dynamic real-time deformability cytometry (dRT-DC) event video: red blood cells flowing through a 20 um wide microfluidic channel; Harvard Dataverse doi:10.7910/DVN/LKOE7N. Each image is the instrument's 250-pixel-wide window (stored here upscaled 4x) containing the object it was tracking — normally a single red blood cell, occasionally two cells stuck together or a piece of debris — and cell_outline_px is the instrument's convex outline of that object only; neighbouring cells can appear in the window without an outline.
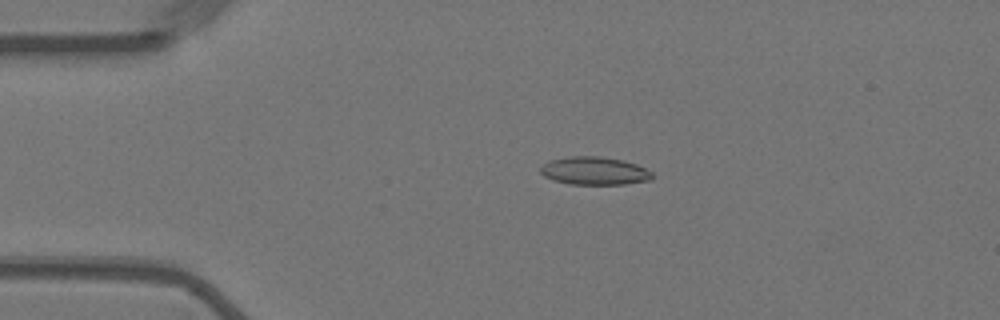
{"species": "Egyptian fruit bat (a non-hibernating species)", "species_latin": "Rousettus aegyptiacus", "temperature_condition": "warm", "stored_images_in_passage": 55, "camera_frame_rate_fps": 3000, "um_per_image_px": 0.085, "animal": {"sex": "female"}, "frame": {"image": 1, "passage_image": 11, "time_ms": 3.333, "image_size_px": [1000, 320], "cell_outline_px": [[652, 180], [624, 184], [568, 184], [552, 180], [544, 176], [540, 172], [540, 168], [548, 160], [568, 156], [600, 156], [620, 160], [636, 164], [652, 172]], "centroid_in_image_um": [50.49, 14.52], "position_along_channel_um": 34.5, "area_um2": 18.26}}
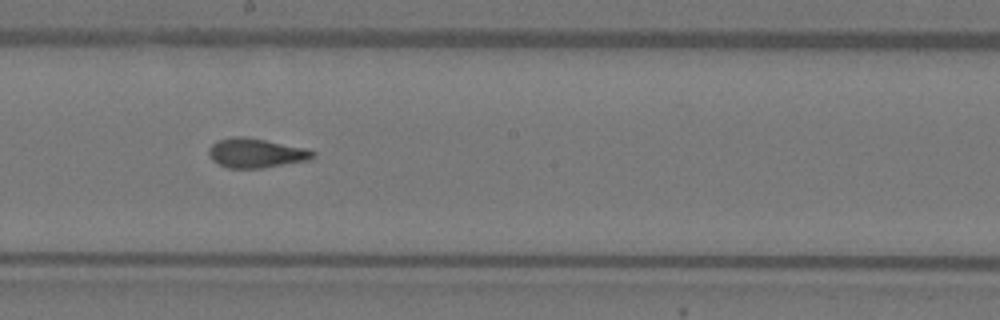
{"frame": {"image": 2, "passage_image": 30, "time_ms": 9.667, "image_size_px": [1000, 320], "cell_outline_px": [[316, 156], [308, 160], [260, 168], [228, 168], [212, 160], [208, 152], [208, 148], [216, 140], [232, 136], [244, 136], [308, 148], [316, 152]], "centroid_in_image_um": [21.76, 12.99], "position_along_channel_um": 226.4, "area_um2": 17.92}}
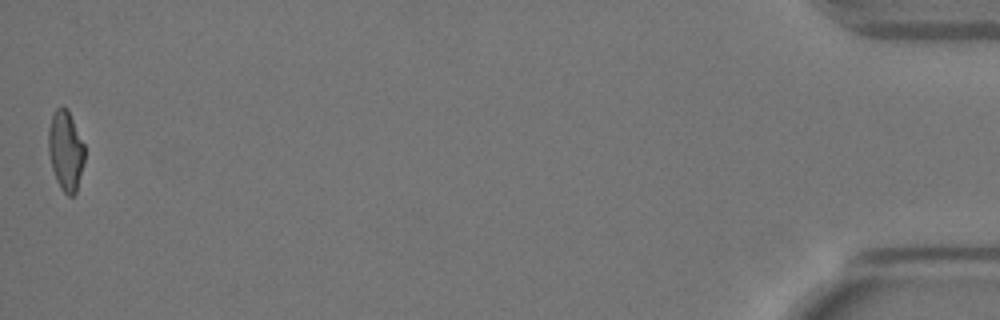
{"frame": {"image": 3, "passage_image": 55, "time_ms": 18.0, "image_size_px": [1000, 320], "cell_outline_px": [[84, 160], [76, 192], [72, 196], [68, 196], [60, 188], [56, 180], [52, 168], [48, 152], [48, 128], [52, 112], [56, 108], [64, 104], [68, 108], [84, 144]], "centroid_in_image_um": [5.56, 12.74], "position_along_channel_um": 429.6, "area_um2": 17.11}, "authors_computed_cell_mechanics": {"area_um2": 17.7446, "velocity_mm_per_s": 3.6167, "shape_relaxation_time_tau1_ms": 9.5017, "shape_relaxation_time_tau2_ms": 1.5347, "deformation_change_tau1": 0.2498, "deformation_change_tau2": 0.0723}}